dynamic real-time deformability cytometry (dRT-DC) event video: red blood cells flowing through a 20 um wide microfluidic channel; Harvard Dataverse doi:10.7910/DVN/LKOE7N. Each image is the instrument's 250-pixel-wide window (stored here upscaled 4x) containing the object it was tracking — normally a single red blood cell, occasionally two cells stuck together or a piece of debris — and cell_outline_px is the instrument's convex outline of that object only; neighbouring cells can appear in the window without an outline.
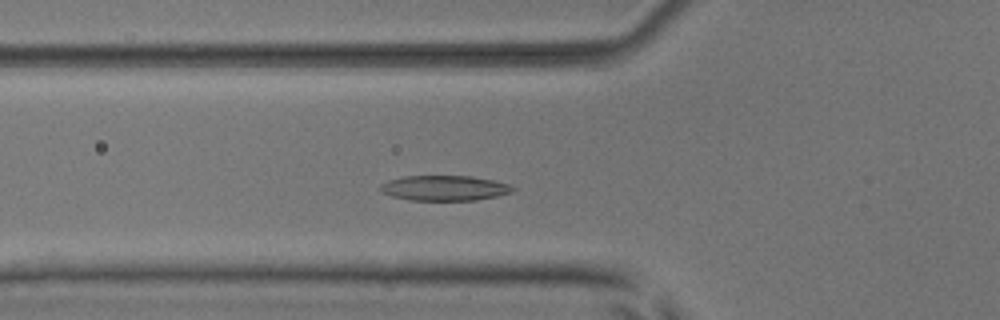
{"species": "common noctule bat (a hibernating species)", "species_latin": "Nyctalus noctula", "temperature_condition": "room temperature", "stored_images_in_passage": 29, "camera_frame_rate_fps": 3000, "um_per_image_px": 0.085, "animal": {"sex": "male", "body_mass_g": 17.9, "forearm_length_mm": 54.2}, "frame": {"image": 1, "passage_image": 11, "time_ms": 3.333, "image_size_px": [1000, 320], "cell_outline_px": [[516, 188], [512, 192], [496, 196], [476, 200], [412, 200], [392, 196], [380, 192], [380, 184], [388, 180], [404, 176], [472, 176], [492, 180], [508, 184]], "centroid_in_image_um": [37.76, 15.98], "position_along_channel_um": 88.0, "area_um2": 19.36}}
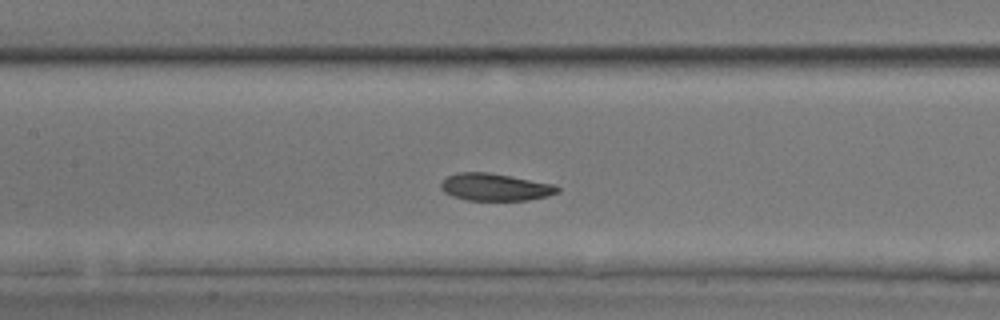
{"frame": {"image": 2, "passage_image": 17, "time_ms": 5.333, "image_size_px": [1000, 320], "cell_outline_px": [[560, 192], [548, 196], [528, 200], [468, 200], [452, 196], [444, 192], [440, 188], [440, 184], [448, 176], [456, 172], [488, 172], [512, 176], [552, 184], [560, 188]], "centroid_in_image_um": [42.08, 15.9], "position_along_channel_um": 165.3, "area_um2": 18.55}}
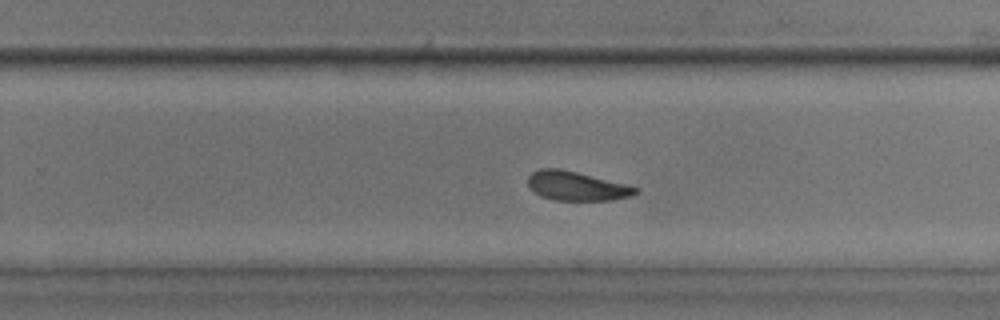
{"frame": {"image": 3, "passage_image": 26, "time_ms": 8.333, "image_size_px": [1000, 320], "cell_outline_px": [[640, 188], [632, 196], [612, 200], [556, 200], [540, 196], [528, 184], [528, 176], [532, 172], [540, 168], [560, 168], [628, 184]], "centroid_in_image_um": [49.03, 15.8], "position_along_channel_um": 280.8, "area_um2": 18.26}}